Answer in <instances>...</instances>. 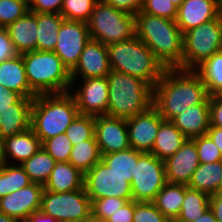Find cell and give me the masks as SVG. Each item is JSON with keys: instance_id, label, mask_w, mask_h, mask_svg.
Wrapping results in <instances>:
<instances>
[{"instance_id": "cell-1", "label": "cell", "mask_w": 222, "mask_h": 222, "mask_svg": "<svg viewBox=\"0 0 222 222\" xmlns=\"http://www.w3.org/2000/svg\"><path fill=\"white\" fill-rule=\"evenodd\" d=\"M209 96L195 70L166 68L153 87V106L164 120L172 121L192 105L209 103Z\"/></svg>"}, {"instance_id": "cell-2", "label": "cell", "mask_w": 222, "mask_h": 222, "mask_svg": "<svg viewBox=\"0 0 222 222\" xmlns=\"http://www.w3.org/2000/svg\"><path fill=\"white\" fill-rule=\"evenodd\" d=\"M136 36L145 43L165 68L182 69L183 33L176 20L140 11L135 15Z\"/></svg>"}, {"instance_id": "cell-3", "label": "cell", "mask_w": 222, "mask_h": 222, "mask_svg": "<svg viewBox=\"0 0 222 222\" xmlns=\"http://www.w3.org/2000/svg\"><path fill=\"white\" fill-rule=\"evenodd\" d=\"M79 114L70 92L39 94L33 99L30 128L42 144L49 138L65 133Z\"/></svg>"}, {"instance_id": "cell-4", "label": "cell", "mask_w": 222, "mask_h": 222, "mask_svg": "<svg viewBox=\"0 0 222 222\" xmlns=\"http://www.w3.org/2000/svg\"><path fill=\"white\" fill-rule=\"evenodd\" d=\"M106 47L111 70L141 79L152 88L166 69L137 36Z\"/></svg>"}, {"instance_id": "cell-5", "label": "cell", "mask_w": 222, "mask_h": 222, "mask_svg": "<svg viewBox=\"0 0 222 222\" xmlns=\"http://www.w3.org/2000/svg\"><path fill=\"white\" fill-rule=\"evenodd\" d=\"M107 80L108 116L128 119L153 105V88L141 79L111 70Z\"/></svg>"}, {"instance_id": "cell-6", "label": "cell", "mask_w": 222, "mask_h": 222, "mask_svg": "<svg viewBox=\"0 0 222 222\" xmlns=\"http://www.w3.org/2000/svg\"><path fill=\"white\" fill-rule=\"evenodd\" d=\"M30 88L37 94L67 93L71 88L70 70L53 51L22 53Z\"/></svg>"}, {"instance_id": "cell-7", "label": "cell", "mask_w": 222, "mask_h": 222, "mask_svg": "<svg viewBox=\"0 0 222 222\" xmlns=\"http://www.w3.org/2000/svg\"><path fill=\"white\" fill-rule=\"evenodd\" d=\"M90 38L105 46L136 36L134 15L116 10L104 0H98L87 22Z\"/></svg>"}, {"instance_id": "cell-8", "label": "cell", "mask_w": 222, "mask_h": 222, "mask_svg": "<svg viewBox=\"0 0 222 222\" xmlns=\"http://www.w3.org/2000/svg\"><path fill=\"white\" fill-rule=\"evenodd\" d=\"M222 50V13L209 22L183 34L182 69L195 70Z\"/></svg>"}, {"instance_id": "cell-9", "label": "cell", "mask_w": 222, "mask_h": 222, "mask_svg": "<svg viewBox=\"0 0 222 222\" xmlns=\"http://www.w3.org/2000/svg\"><path fill=\"white\" fill-rule=\"evenodd\" d=\"M40 210L61 222H84L92 218L91 199L85 188L62 193L43 190Z\"/></svg>"}, {"instance_id": "cell-10", "label": "cell", "mask_w": 222, "mask_h": 222, "mask_svg": "<svg viewBox=\"0 0 222 222\" xmlns=\"http://www.w3.org/2000/svg\"><path fill=\"white\" fill-rule=\"evenodd\" d=\"M166 183L164 161L151 153H143L138 158L131 180L133 200L153 202Z\"/></svg>"}, {"instance_id": "cell-11", "label": "cell", "mask_w": 222, "mask_h": 222, "mask_svg": "<svg viewBox=\"0 0 222 222\" xmlns=\"http://www.w3.org/2000/svg\"><path fill=\"white\" fill-rule=\"evenodd\" d=\"M84 188L91 200L117 197L132 201L131 183L118 175L102 160L84 174Z\"/></svg>"}, {"instance_id": "cell-12", "label": "cell", "mask_w": 222, "mask_h": 222, "mask_svg": "<svg viewBox=\"0 0 222 222\" xmlns=\"http://www.w3.org/2000/svg\"><path fill=\"white\" fill-rule=\"evenodd\" d=\"M57 35V43L53 52L71 71L78 63L85 45L91 39L87 23L64 19Z\"/></svg>"}, {"instance_id": "cell-13", "label": "cell", "mask_w": 222, "mask_h": 222, "mask_svg": "<svg viewBox=\"0 0 222 222\" xmlns=\"http://www.w3.org/2000/svg\"><path fill=\"white\" fill-rule=\"evenodd\" d=\"M80 80L83 81L78 86H76L77 83H71L69 90L75 99L79 113L92 116L107 115L109 97L107 77H93Z\"/></svg>"}, {"instance_id": "cell-14", "label": "cell", "mask_w": 222, "mask_h": 222, "mask_svg": "<svg viewBox=\"0 0 222 222\" xmlns=\"http://www.w3.org/2000/svg\"><path fill=\"white\" fill-rule=\"evenodd\" d=\"M163 120L153 105L148 110L126 119L130 147L142 153H151Z\"/></svg>"}, {"instance_id": "cell-15", "label": "cell", "mask_w": 222, "mask_h": 222, "mask_svg": "<svg viewBox=\"0 0 222 222\" xmlns=\"http://www.w3.org/2000/svg\"><path fill=\"white\" fill-rule=\"evenodd\" d=\"M95 137L101 155L130 147L127 121L120 117L95 116Z\"/></svg>"}, {"instance_id": "cell-16", "label": "cell", "mask_w": 222, "mask_h": 222, "mask_svg": "<svg viewBox=\"0 0 222 222\" xmlns=\"http://www.w3.org/2000/svg\"><path fill=\"white\" fill-rule=\"evenodd\" d=\"M43 190V185L31 183L0 198V212L25 222L30 214L40 211Z\"/></svg>"}, {"instance_id": "cell-17", "label": "cell", "mask_w": 222, "mask_h": 222, "mask_svg": "<svg viewBox=\"0 0 222 222\" xmlns=\"http://www.w3.org/2000/svg\"><path fill=\"white\" fill-rule=\"evenodd\" d=\"M110 72L107 47L99 41L90 39L78 63L70 71V76L72 83H78L79 79L107 77Z\"/></svg>"}, {"instance_id": "cell-18", "label": "cell", "mask_w": 222, "mask_h": 222, "mask_svg": "<svg viewBox=\"0 0 222 222\" xmlns=\"http://www.w3.org/2000/svg\"><path fill=\"white\" fill-rule=\"evenodd\" d=\"M222 13V0H184L178 7L176 24L180 31L194 29Z\"/></svg>"}, {"instance_id": "cell-19", "label": "cell", "mask_w": 222, "mask_h": 222, "mask_svg": "<svg viewBox=\"0 0 222 222\" xmlns=\"http://www.w3.org/2000/svg\"><path fill=\"white\" fill-rule=\"evenodd\" d=\"M164 164L168 183L188 185L193 172L200 164L195 142L187 139L174 155L164 161Z\"/></svg>"}, {"instance_id": "cell-20", "label": "cell", "mask_w": 222, "mask_h": 222, "mask_svg": "<svg viewBox=\"0 0 222 222\" xmlns=\"http://www.w3.org/2000/svg\"><path fill=\"white\" fill-rule=\"evenodd\" d=\"M33 99L22 97L11 108L0 111V136L3 139L30 128Z\"/></svg>"}, {"instance_id": "cell-21", "label": "cell", "mask_w": 222, "mask_h": 222, "mask_svg": "<svg viewBox=\"0 0 222 222\" xmlns=\"http://www.w3.org/2000/svg\"><path fill=\"white\" fill-rule=\"evenodd\" d=\"M172 122L187 139L207 134L210 127L209 103L188 107L177 115Z\"/></svg>"}, {"instance_id": "cell-22", "label": "cell", "mask_w": 222, "mask_h": 222, "mask_svg": "<svg viewBox=\"0 0 222 222\" xmlns=\"http://www.w3.org/2000/svg\"><path fill=\"white\" fill-rule=\"evenodd\" d=\"M3 147L6 163L21 165L40 149L41 142L33 130L29 128L22 133L4 138Z\"/></svg>"}, {"instance_id": "cell-23", "label": "cell", "mask_w": 222, "mask_h": 222, "mask_svg": "<svg viewBox=\"0 0 222 222\" xmlns=\"http://www.w3.org/2000/svg\"><path fill=\"white\" fill-rule=\"evenodd\" d=\"M0 85L24 98H34L37 95L28 84L22 54L0 62Z\"/></svg>"}, {"instance_id": "cell-24", "label": "cell", "mask_w": 222, "mask_h": 222, "mask_svg": "<svg viewBox=\"0 0 222 222\" xmlns=\"http://www.w3.org/2000/svg\"><path fill=\"white\" fill-rule=\"evenodd\" d=\"M6 29L19 54L36 50L37 13L27 11Z\"/></svg>"}, {"instance_id": "cell-25", "label": "cell", "mask_w": 222, "mask_h": 222, "mask_svg": "<svg viewBox=\"0 0 222 222\" xmlns=\"http://www.w3.org/2000/svg\"><path fill=\"white\" fill-rule=\"evenodd\" d=\"M43 188L55 193L84 188V174L70 162H55L54 168Z\"/></svg>"}, {"instance_id": "cell-26", "label": "cell", "mask_w": 222, "mask_h": 222, "mask_svg": "<svg viewBox=\"0 0 222 222\" xmlns=\"http://www.w3.org/2000/svg\"><path fill=\"white\" fill-rule=\"evenodd\" d=\"M186 140L187 138L172 121L163 120L160 123L151 154L165 161L168 157L174 155Z\"/></svg>"}, {"instance_id": "cell-27", "label": "cell", "mask_w": 222, "mask_h": 222, "mask_svg": "<svg viewBox=\"0 0 222 222\" xmlns=\"http://www.w3.org/2000/svg\"><path fill=\"white\" fill-rule=\"evenodd\" d=\"M186 190L187 185L167 182L156 195L153 203L170 222L177 220Z\"/></svg>"}, {"instance_id": "cell-28", "label": "cell", "mask_w": 222, "mask_h": 222, "mask_svg": "<svg viewBox=\"0 0 222 222\" xmlns=\"http://www.w3.org/2000/svg\"><path fill=\"white\" fill-rule=\"evenodd\" d=\"M64 18L56 13H37L36 50L53 51L58 37V30Z\"/></svg>"}, {"instance_id": "cell-29", "label": "cell", "mask_w": 222, "mask_h": 222, "mask_svg": "<svg viewBox=\"0 0 222 222\" xmlns=\"http://www.w3.org/2000/svg\"><path fill=\"white\" fill-rule=\"evenodd\" d=\"M222 179V161L215 163H200L193 172L188 187L204 192L211 196L217 193Z\"/></svg>"}, {"instance_id": "cell-30", "label": "cell", "mask_w": 222, "mask_h": 222, "mask_svg": "<svg viewBox=\"0 0 222 222\" xmlns=\"http://www.w3.org/2000/svg\"><path fill=\"white\" fill-rule=\"evenodd\" d=\"M143 153L129 147L128 149L101 155V160L115 173L127 178L131 183L135 165Z\"/></svg>"}, {"instance_id": "cell-31", "label": "cell", "mask_w": 222, "mask_h": 222, "mask_svg": "<svg viewBox=\"0 0 222 222\" xmlns=\"http://www.w3.org/2000/svg\"><path fill=\"white\" fill-rule=\"evenodd\" d=\"M101 160L96 137L72 146L69 162L83 174Z\"/></svg>"}, {"instance_id": "cell-32", "label": "cell", "mask_w": 222, "mask_h": 222, "mask_svg": "<svg viewBox=\"0 0 222 222\" xmlns=\"http://www.w3.org/2000/svg\"><path fill=\"white\" fill-rule=\"evenodd\" d=\"M55 162L56 161L41 146L40 149L21 164V166L24 168L32 183H38L44 186L54 168Z\"/></svg>"}, {"instance_id": "cell-33", "label": "cell", "mask_w": 222, "mask_h": 222, "mask_svg": "<svg viewBox=\"0 0 222 222\" xmlns=\"http://www.w3.org/2000/svg\"><path fill=\"white\" fill-rule=\"evenodd\" d=\"M210 196L187 186L185 199L175 222H194L209 209Z\"/></svg>"}, {"instance_id": "cell-34", "label": "cell", "mask_w": 222, "mask_h": 222, "mask_svg": "<svg viewBox=\"0 0 222 222\" xmlns=\"http://www.w3.org/2000/svg\"><path fill=\"white\" fill-rule=\"evenodd\" d=\"M195 71L200 75L209 95L222 91V50L206 59Z\"/></svg>"}, {"instance_id": "cell-35", "label": "cell", "mask_w": 222, "mask_h": 222, "mask_svg": "<svg viewBox=\"0 0 222 222\" xmlns=\"http://www.w3.org/2000/svg\"><path fill=\"white\" fill-rule=\"evenodd\" d=\"M31 183L29 176L21 165L5 163L0 167V198Z\"/></svg>"}, {"instance_id": "cell-36", "label": "cell", "mask_w": 222, "mask_h": 222, "mask_svg": "<svg viewBox=\"0 0 222 222\" xmlns=\"http://www.w3.org/2000/svg\"><path fill=\"white\" fill-rule=\"evenodd\" d=\"M65 134L72 145L92 139L95 136V116L79 114L66 129Z\"/></svg>"}, {"instance_id": "cell-37", "label": "cell", "mask_w": 222, "mask_h": 222, "mask_svg": "<svg viewBox=\"0 0 222 222\" xmlns=\"http://www.w3.org/2000/svg\"><path fill=\"white\" fill-rule=\"evenodd\" d=\"M98 0H63L60 14L65 20L87 23Z\"/></svg>"}, {"instance_id": "cell-38", "label": "cell", "mask_w": 222, "mask_h": 222, "mask_svg": "<svg viewBox=\"0 0 222 222\" xmlns=\"http://www.w3.org/2000/svg\"><path fill=\"white\" fill-rule=\"evenodd\" d=\"M41 146L56 162H69L73 145L65 133L45 140Z\"/></svg>"}, {"instance_id": "cell-39", "label": "cell", "mask_w": 222, "mask_h": 222, "mask_svg": "<svg viewBox=\"0 0 222 222\" xmlns=\"http://www.w3.org/2000/svg\"><path fill=\"white\" fill-rule=\"evenodd\" d=\"M127 202L128 200L117 197L91 200L92 219L104 222Z\"/></svg>"}, {"instance_id": "cell-40", "label": "cell", "mask_w": 222, "mask_h": 222, "mask_svg": "<svg viewBox=\"0 0 222 222\" xmlns=\"http://www.w3.org/2000/svg\"><path fill=\"white\" fill-rule=\"evenodd\" d=\"M29 11L25 0H0V27H7Z\"/></svg>"}, {"instance_id": "cell-41", "label": "cell", "mask_w": 222, "mask_h": 222, "mask_svg": "<svg viewBox=\"0 0 222 222\" xmlns=\"http://www.w3.org/2000/svg\"><path fill=\"white\" fill-rule=\"evenodd\" d=\"M192 140L196 144L200 163L207 164L222 161V152L219 151L208 134L192 138Z\"/></svg>"}, {"instance_id": "cell-42", "label": "cell", "mask_w": 222, "mask_h": 222, "mask_svg": "<svg viewBox=\"0 0 222 222\" xmlns=\"http://www.w3.org/2000/svg\"><path fill=\"white\" fill-rule=\"evenodd\" d=\"M141 11L149 15L176 20L178 7L171 0H145Z\"/></svg>"}, {"instance_id": "cell-43", "label": "cell", "mask_w": 222, "mask_h": 222, "mask_svg": "<svg viewBox=\"0 0 222 222\" xmlns=\"http://www.w3.org/2000/svg\"><path fill=\"white\" fill-rule=\"evenodd\" d=\"M133 222H170L153 202L134 201Z\"/></svg>"}, {"instance_id": "cell-44", "label": "cell", "mask_w": 222, "mask_h": 222, "mask_svg": "<svg viewBox=\"0 0 222 222\" xmlns=\"http://www.w3.org/2000/svg\"><path fill=\"white\" fill-rule=\"evenodd\" d=\"M19 52L9 37L6 27H0V62L17 57Z\"/></svg>"}, {"instance_id": "cell-45", "label": "cell", "mask_w": 222, "mask_h": 222, "mask_svg": "<svg viewBox=\"0 0 222 222\" xmlns=\"http://www.w3.org/2000/svg\"><path fill=\"white\" fill-rule=\"evenodd\" d=\"M29 11L34 13H56L60 14L63 0H31Z\"/></svg>"}, {"instance_id": "cell-46", "label": "cell", "mask_w": 222, "mask_h": 222, "mask_svg": "<svg viewBox=\"0 0 222 222\" xmlns=\"http://www.w3.org/2000/svg\"><path fill=\"white\" fill-rule=\"evenodd\" d=\"M108 5L116 10H120L130 15L139 13L144 5L145 0H104Z\"/></svg>"}, {"instance_id": "cell-47", "label": "cell", "mask_w": 222, "mask_h": 222, "mask_svg": "<svg viewBox=\"0 0 222 222\" xmlns=\"http://www.w3.org/2000/svg\"><path fill=\"white\" fill-rule=\"evenodd\" d=\"M210 125L222 128V97L219 94L209 96Z\"/></svg>"}, {"instance_id": "cell-48", "label": "cell", "mask_w": 222, "mask_h": 222, "mask_svg": "<svg viewBox=\"0 0 222 222\" xmlns=\"http://www.w3.org/2000/svg\"><path fill=\"white\" fill-rule=\"evenodd\" d=\"M134 200L128 201L123 207L109 216L105 222H133Z\"/></svg>"}, {"instance_id": "cell-49", "label": "cell", "mask_w": 222, "mask_h": 222, "mask_svg": "<svg viewBox=\"0 0 222 222\" xmlns=\"http://www.w3.org/2000/svg\"><path fill=\"white\" fill-rule=\"evenodd\" d=\"M21 98L19 93L5 89L0 85V111L11 108V105L17 103Z\"/></svg>"}, {"instance_id": "cell-50", "label": "cell", "mask_w": 222, "mask_h": 222, "mask_svg": "<svg viewBox=\"0 0 222 222\" xmlns=\"http://www.w3.org/2000/svg\"><path fill=\"white\" fill-rule=\"evenodd\" d=\"M209 208L218 222H222V193H214L209 198Z\"/></svg>"}, {"instance_id": "cell-51", "label": "cell", "mask_w": 222, "mask_h": 222, "mask_svg": "<svg viewBox=\"0 0 222 222\" xmlns=\"http://www.w3.org/2000/svg\"><path fill=\"white\" fill-rule=\"evenodd\" d=\"M207 134L217 145L220 152H222V128L210 125Z\"/></svg>"}, {"instance_id": "cell-52", "label": "cell", "mask_w": 222, "mask_h": 222, "mask_svg": "<svg viewBox=\"0 0 222 222\" xmlns=\"http://www.w3.org/2000/svg\"><path fill=\"white\" fill-rule=\"evenodd\" d=\"M25 222H61L52 218L50 215L44 214L41 210L29 215Z\"/></svg>"}, {"instance_id": "cell-53", "label": "cell", "mask_w": 222, "mask_h": 222, "mask_svg": "<svg viewBox=\"0 0 222 222\" xmlns=\"http://www.w3.org/2000/svg\"><path fill=\"white\" fill-rule=\"evenodd\" d=\"M194 222H218L214 217L211 209H207L200 218L196 219Z\"/></svg>"}, {"instance_id": "cell-54", "label": "cell", "mask_w": 222, "mask_h": 222, "mask_svg": "<svg viewBox=\"0 0 222 222\" xmlns=\"http://www.w3.org/2000/svg\"><path fill=\"white\" fill-rule=\"evenodd\" d=\"M3 144L4 139L0 136V167L6 163Z\"/></svg>"}, {"instance_id": "cell-55", "label": "cell", "mask_w": 222, "mask_h": 222, "mask_svg": "<svg viewBox=\"0 0 222 222\" xmlns=\"http://www.w3.org/2000/svg\"><path fill=\"white\" fill-rule=\"evenodd\" d=\"M0 222H19L17 219L0 212Z\"/></svg>"}, {"instance_id": "cell-56", "label": "cell", "mask_w": 222, "mask_h": 222, "mask_svg": "<svg viewBox=\"0 0 222 222\" xmlns=\"http://www.w3.org/2000/svg\"><path fill=\"white\" fill-rule=\"evenodd\" d=\"M173 4H175L177 7H179L184 0H171Z\"/></svg>"}, {"instance_id": "cell-57", "label": "cell", "mask_w": 222, "mask_h": 222, "mask_svg": "<svg viewBox=\"0 0 222 222\" xmlns=\"http://www.w3.org/2000/svg\"><path fill=\"white\" fill-rule=\"evenodd\" d=\"M217 193H222V179H221L220 185L218 187Z\"/></svg>"}, {"instance_id": "cell-58", "label": "cell", "mask_w": 222, "mask_h": 222, "mask_svg": "<svg viewBox=\"0 0 222 222\" xmlns=\"http://www.w3.org/2000/svg\"><path fill=\"white\" fill-rule=\"evenodd\" d=\"M84 222H101V221H98V220H95V219H89V220H87V221H84Z\"/></svg>"}]
</instances>
